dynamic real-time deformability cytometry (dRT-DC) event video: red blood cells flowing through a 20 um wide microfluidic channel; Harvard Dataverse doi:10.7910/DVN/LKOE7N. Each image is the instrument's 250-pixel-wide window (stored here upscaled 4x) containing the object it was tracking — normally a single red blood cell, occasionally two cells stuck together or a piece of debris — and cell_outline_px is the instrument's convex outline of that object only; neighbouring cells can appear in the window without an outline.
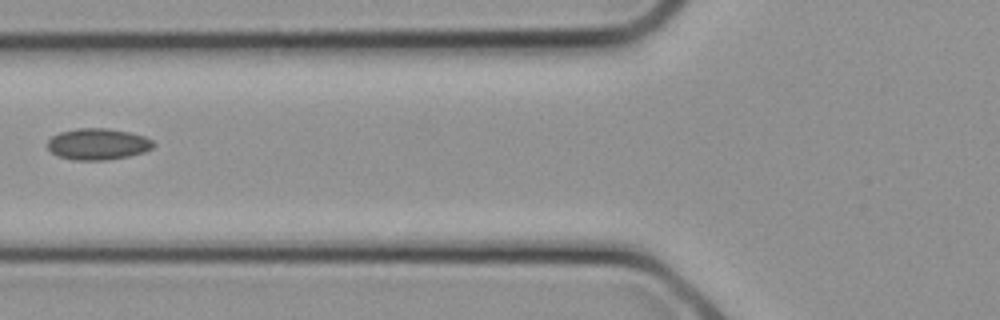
{"species": "common noctule bat (a hibernating species)", "species_latin": "Nyctalus noctula", "temperature_condition": "cold", "stored_images_in_passage": 20, "camera_frame_rate_fps": 3000, "um_per_image_px": 0.085, "animal": {"sex": "female", "body_mass_g": 21.9}, "frame": {"image": 1, "passage_image": 4, "time_ms": 1.0, "image_size_px": [1000, 320], "cell_outline_px": [[156, 144], [152, 148], [144, 152], [128, 156], [108, 160], [76, 160], [60, 156], [52, 152], [48, 148], [48, 140], [52, 136], [60, 132], [76, 128], [108, 128], [132, 132], [144, 136], [152, 140]], "centroid_in_image_um": [8.35, 12.23], "position_along_channel_um": 117.4, "area_um2": 19.42}}
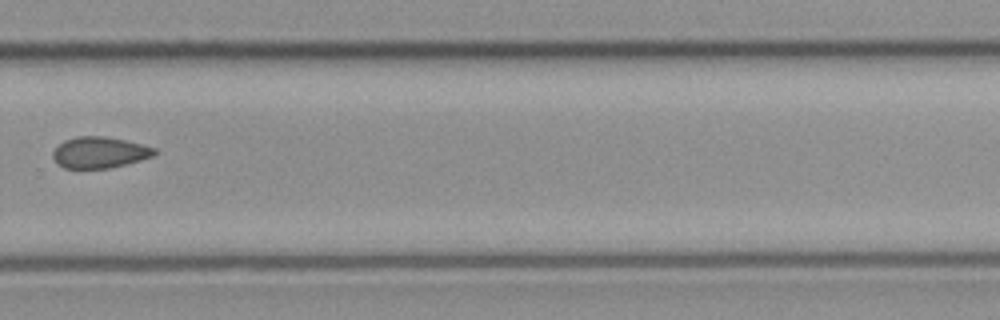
{"frame": {"image": 2, "passage_image": 12, "time_ms": 3.667, "image_size_px": [1000, 320], "cell_outline_px": [[156, 156], [108, 168], [64, 168], [56, 164], [52, 156], [52, 152], [64, 140], [76, 136], [104, 136], [124, 140], [156, 148]], "centroid_in_image_um": [8.44, 12.96], "position_along_channel_um": 321.4, "area_um2": 18.44}}